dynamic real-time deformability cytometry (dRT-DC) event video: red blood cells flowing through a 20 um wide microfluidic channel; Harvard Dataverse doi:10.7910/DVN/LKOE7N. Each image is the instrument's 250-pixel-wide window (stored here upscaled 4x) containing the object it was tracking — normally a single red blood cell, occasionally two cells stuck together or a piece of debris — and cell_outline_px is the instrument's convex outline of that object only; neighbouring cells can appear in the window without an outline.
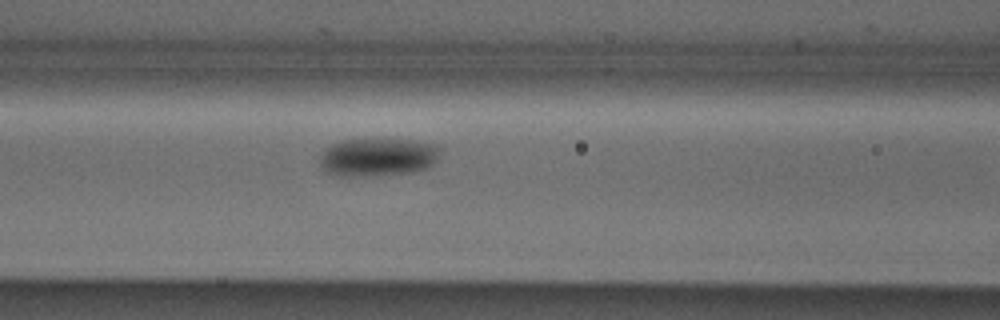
{"species": "Egyptian fruit bat (a non-hibernating species)", "species_latin": "Rousettus aegyptiacus", "temperature_condition": "cold", "stored_images_in_passage": 10, "camera_frame_rate_fps": 3000, "um_per_image_px": 0.085, "animal": {"sex": "male"}, "frame": {"image": 1, "passage_image": 9, "time_ms": 2.667, "image_size_px": [1000, 320], "cell_outline_px": [[440, 148], [436, 160], [432, 164], [424, 168], [408, 172], [352, 176], [340, 176], [328, 172], [320, 164], [320, 156], [332, 144], [340, 140], [412, 140], [436, 144]], "centroid_in_image_um": [32.11, 13.34], "position_along_channel_um": 134.5, "area_um2": 25.95}}